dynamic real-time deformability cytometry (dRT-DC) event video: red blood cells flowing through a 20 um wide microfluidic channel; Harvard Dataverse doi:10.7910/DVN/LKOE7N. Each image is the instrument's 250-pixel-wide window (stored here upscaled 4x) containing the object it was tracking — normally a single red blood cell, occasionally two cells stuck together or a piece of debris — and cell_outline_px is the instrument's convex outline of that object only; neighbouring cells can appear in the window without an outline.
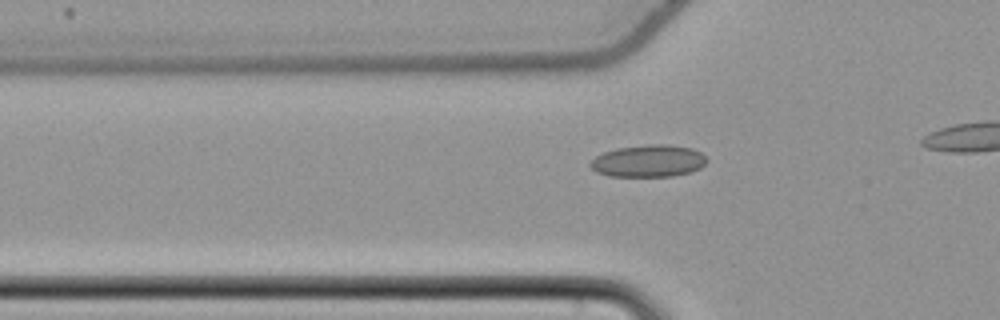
{"species": "common noctule bat (a hibernating species)", "species_latin": "Nyctalus noctula", "temperature_condition": "cold", "stored_images_in_passage": 21, "camera_frame_rate_fps": 3000, "um_per_image_px": 0.085, "animal": {"sex": "female", "body_mass_g": 22.7, "forearm_length_mm": 54.2}, "frame": {"image": 1, "passage_image": 15, "time_ms": 4.667, "image_size_px": [1000, 320], "cell_outline_px": [[708, 160], [700, 168], [688, 172], [672, 176], [608, 176], [596, 172], [588, 164], [596, 156], [604, 152], [616, 148], [648, 144], [668, 144], [692, 148], [700, 152]], "centroid_in_image_um": [55.1, 13.67], "position_along_channel_um": 70.7, "area_um2": 21.79}}